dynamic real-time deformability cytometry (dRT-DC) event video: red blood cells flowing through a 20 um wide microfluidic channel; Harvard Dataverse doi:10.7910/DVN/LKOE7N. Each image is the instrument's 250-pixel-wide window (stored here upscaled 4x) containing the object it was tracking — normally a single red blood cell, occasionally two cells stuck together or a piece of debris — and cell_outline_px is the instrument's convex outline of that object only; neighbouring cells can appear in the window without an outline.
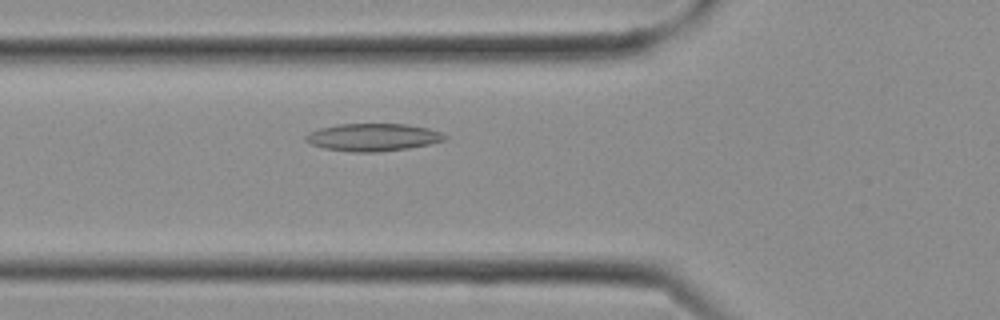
{"species": "Egyptian fruit bat (a non-hibernating species)", "species_latin": "Rousettus aegyptiacus", "temperature_condition": "cold", "stored_images_in_passage": 22, "camera_frame_rate_fps": 3000, "um_per_image_px": 0.085, "frame": {"image": 1, "passage_image": 5, "time_ms": 1.333, "image_size_px": [1000, 320], "cell_outline_px": [[448, 136], [444, 140], [432, 144], [408, 148], [376, 152], [352, 152], [324, 148], [312, 144], [304, 140], [304, 136], [308, 132], [320, 128], [336, 124], [408, 124], [428, 128], [440, 132]], "centroid_in_image_um": [31.69, 11.66], "position_along_channel_um": 94.1, "area_um2": 22.43}}
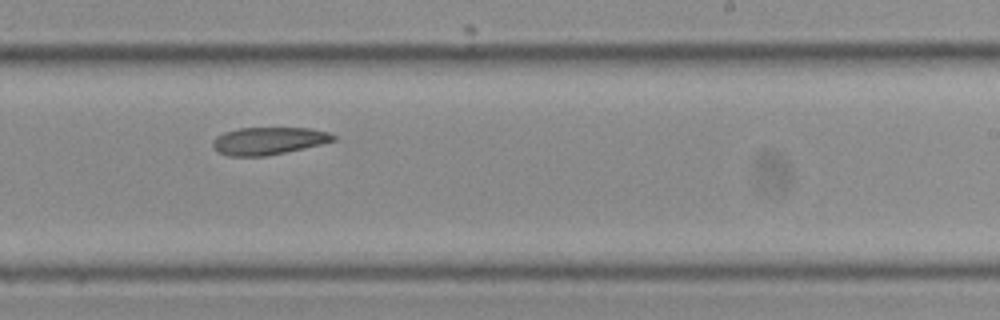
{"frame": {"image": 2, "passage_image": 12, "time_ms": 3.667, "image_size_px": [1000, 320], "cell_outline_px": [[336, 140], [320, 144], [284, 152], [264, 156], [228, 156], [220, 152], [212, 144], [212, 140], [216, 136], [224, 132], [236, 128], [308, 128], [328, 132], [336, 136]], "centroid_in_image_um": [22.8, 11.96], "position_along_channel_um": 266.2, "area_um2": 19.07}}
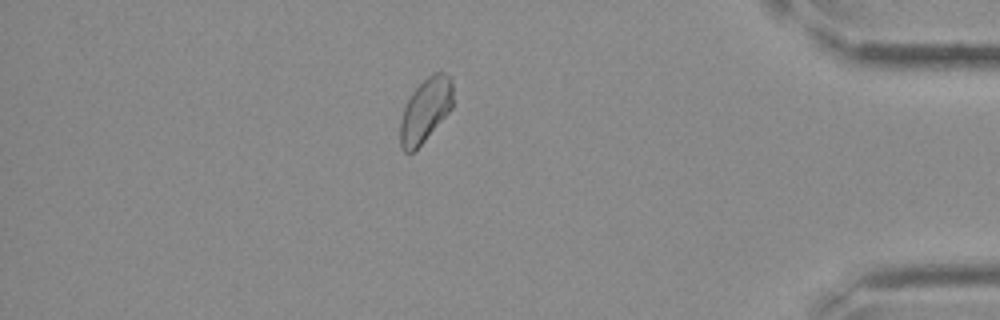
{"frame": {"image": 3, "passage_image": 19, "time_ms": 6.0, "image_size_px": [1000, 320], "cell_outline_px": [[452, 108], [424, 140], [412, 152], [404, 152], [400, 148], [400, 124], [404, 108], [412, 92], [432, 72], [444, 72], [452, 76]], "centroid_in_image_um": [36.17, 9.33], "position_along_channel_um": 399.0, "area_um2": 19.36}}